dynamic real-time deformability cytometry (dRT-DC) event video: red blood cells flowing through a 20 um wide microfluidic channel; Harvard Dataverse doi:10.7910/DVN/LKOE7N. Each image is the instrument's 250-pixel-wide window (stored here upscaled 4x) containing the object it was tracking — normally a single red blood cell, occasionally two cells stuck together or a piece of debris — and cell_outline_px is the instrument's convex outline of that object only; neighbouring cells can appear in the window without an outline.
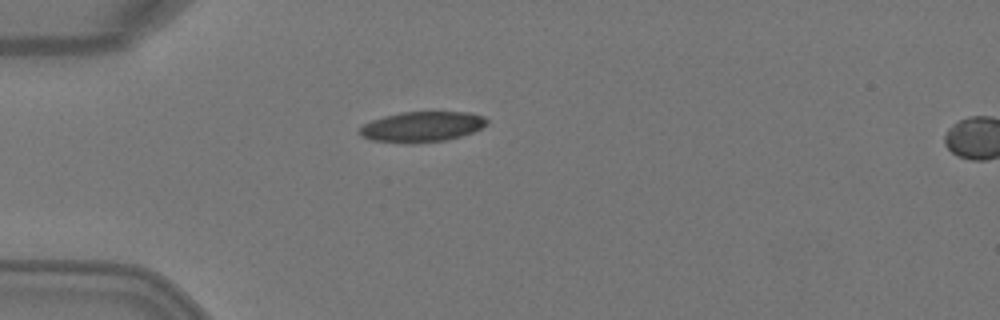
{"species": "Egyptian fruit bat (a non-hibernating species)", "species_latin": "Rousettus aegyptiacus", "temperature_condition": "warm", "stored_images_in_passage": 2, "segment_of_instrument_passage": [1, 2], "camera_frame_rate_fps": 3000, "um_per_image_px": 0.085, "animal": {"sex": "female"}, "frame": {"image": 1, "passage_image": 1, "time_ms": 0.0, "image_size_px": [1000, 320], "cell_outline_px": [[488, 124], [472, 132], [460, 136], [444, 140], [416, 144], [412, 144], [372, 140], [360, 136], [356, 132], [364, 124], [372, 120], [384, 116], [400, 112], [468, 112], [484, 116], [488, 120]], "centroid_in_image_um": [35.84, 10.78], "position_along_channel_um": 49.2, "area_um2": 22.66}}